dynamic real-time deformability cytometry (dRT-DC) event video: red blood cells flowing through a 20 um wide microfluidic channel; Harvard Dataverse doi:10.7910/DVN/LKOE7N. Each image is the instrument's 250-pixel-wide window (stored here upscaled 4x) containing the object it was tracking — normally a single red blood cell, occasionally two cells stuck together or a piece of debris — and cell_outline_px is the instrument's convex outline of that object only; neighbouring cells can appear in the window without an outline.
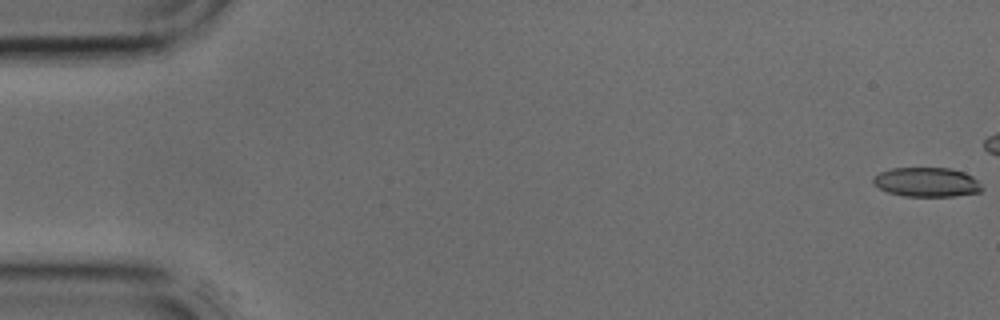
{"species": "common noctule bat (a hibernating species)", "species_latin": "Nyctalus noctula", "temperature_condition": "cold", "stored_images_in_passage": 28, "camera_frame_rate_fps": 3000, "um_per_image_px": 0.085, "animal": {"sex": "male", "body_mass_g": 17.9, "forearm_length_mm": 54.2}, "frame": {"image": 1, "passage_image": 1, "time_ms": 0.0, "image_size_px": [1000, 320], "cell_outline_px": [[984, 188], [980, 192], [956, 196], [904, 196], [888, 192], [880, 188], [872, 180], [880, 172], [892, 168], [948, 168], [964, 172], [972, 176]], "centroid_in_image_um": [78.81, 15.48], "position_along_channel_um": 6.2, "area_um2": 18.44}}